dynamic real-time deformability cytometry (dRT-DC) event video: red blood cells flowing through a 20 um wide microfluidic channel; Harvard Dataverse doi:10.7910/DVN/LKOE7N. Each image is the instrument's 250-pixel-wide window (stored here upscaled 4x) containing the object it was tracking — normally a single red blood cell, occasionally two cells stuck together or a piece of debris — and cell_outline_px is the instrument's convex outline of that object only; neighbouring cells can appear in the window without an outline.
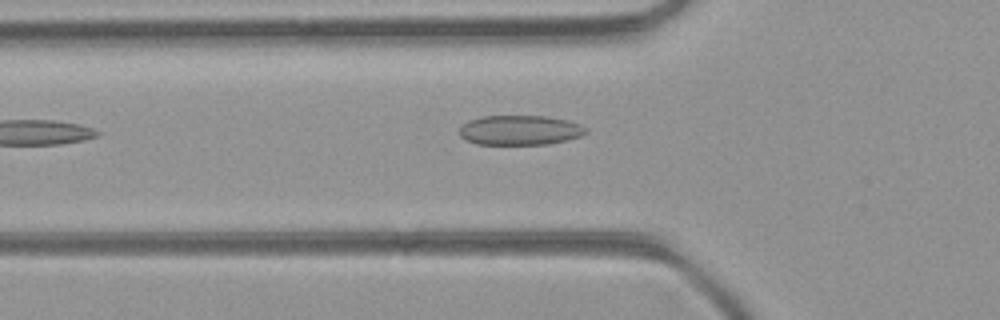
{"species": "common noctule bat (a hibernating species)", "species_latin": "Nyctalus noctula", "temperature_condition": "room temperature", "stored_images_in_passage": 5, "camera_frame_rate_fps": 3000, "um_per_image_px": 0.085, "animal": {"sex": "female", "body_mass_g": 21.9}, "frame": {"image": 1, "passage_image": 5, "time_ms": 1.333, "image_size_px": [1000, 320], "cell_outline_px": [[588, 132], [580, 136], [568, 140], [548, 144], [476, 144], [460, 136], [460, 128], [468, 120], [484, 116], [548, 116], [568, 120], [580, 124], [588, 128]], "centroid_in_image_um": [44.24, 11.06], "position_along_channel_um": 81.6, "area_um2": 21.96}}